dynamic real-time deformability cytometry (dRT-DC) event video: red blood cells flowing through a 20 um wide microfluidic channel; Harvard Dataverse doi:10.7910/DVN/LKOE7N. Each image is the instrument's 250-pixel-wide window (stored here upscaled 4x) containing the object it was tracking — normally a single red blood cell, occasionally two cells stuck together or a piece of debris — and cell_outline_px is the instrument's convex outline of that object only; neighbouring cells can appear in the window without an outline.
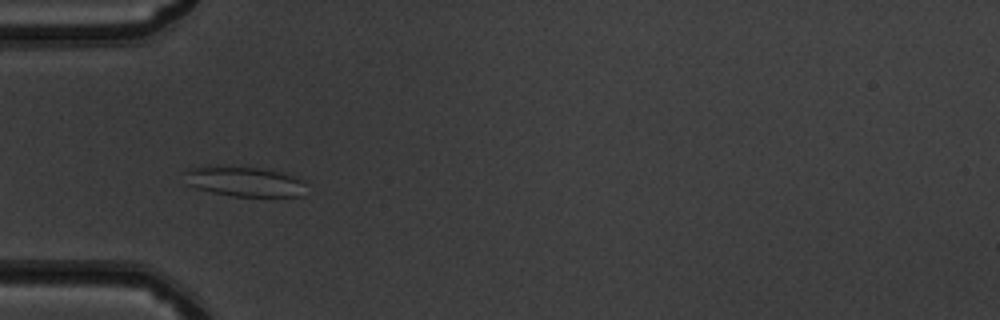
{"species": "common noctule bat (a hibernating species)", "species_latin": "Nyctalus noctula", "temperature_condition": "warm", "stored_images_in_passage": 39, "camera_frame_rate_fps": 3000, "um_per_image_px": 0.085, "animal": {"sex": "male", "body_mass_g": 19.5, "forearm_length_mm": 54.6}, "frame": {"image": 1, "passage_image": 5, "time_ms": 1.333, "image_size_px": [1000, 320], "cell_outline_px": [[304, 180], [300, 196], [232, 196], [212, 192], [196, 188], [184, 184], [184, 172], [192, 168], [256, 168], [280, 172]], "centroid_in_image_um": [20.73, 15.46], "position_along_channel_um": 64.3, "area_um2": 20.35}}
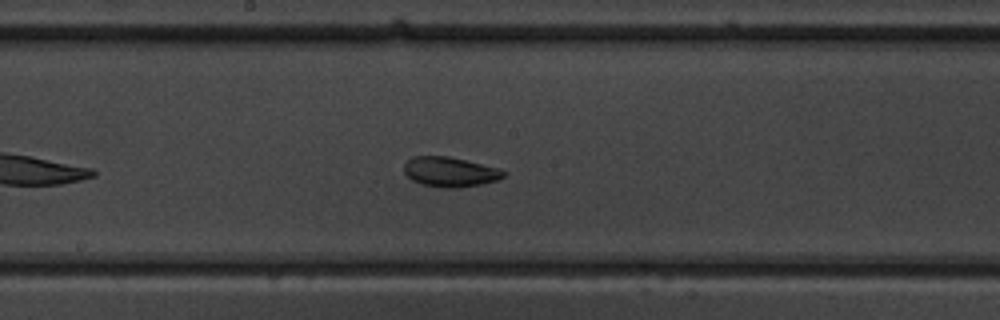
{"frame": {"image": 2, "passage_image": 16, "time_ms": 5.0, "image_size_px": [1000, 320], "cell_outline_px": [[508, 172], [504, 176], [496, 180], [480, 184], [460, 188], [444, 188], [420, 184], [412, 180], [404, 172], [404, 164], [412, 156], [448, 156], [496, 168]], "centroid_in_image_um": [38.21, 14.62], "position_along_channel_um": 210.0, "area_um2": 17.17}}
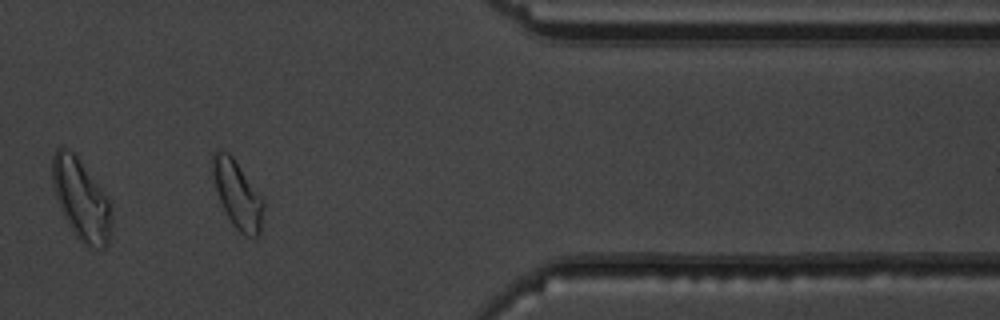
{"frame": {"image": 3, "passage_image": 31, "time_ms": 10.0, "image_size_px": [1000, 320], "cell_outline_px": [[264, 208], [260, 232], [256, 236], [244, 236], [232, 224], [220, 200], [216, 188], [212, 172], [212, 152], [228, 152], [232, 156], [264, 200]], "centroid_in_image_um": [20.2, 16.55], "position_along_channel_um": 391.2, "area_um2": 19.54}, "authors_computed_cell_mechanics": {"area_um2": 17.5712, "velocity_mm_per_s": 4.0277, "shape_relaxation_time_tau1_ms": null, "shape_relaxation_time_tau2_ms": 2.3515, "deformation_change_tau1": null, "deformation_change_tau2": 0.0839}}